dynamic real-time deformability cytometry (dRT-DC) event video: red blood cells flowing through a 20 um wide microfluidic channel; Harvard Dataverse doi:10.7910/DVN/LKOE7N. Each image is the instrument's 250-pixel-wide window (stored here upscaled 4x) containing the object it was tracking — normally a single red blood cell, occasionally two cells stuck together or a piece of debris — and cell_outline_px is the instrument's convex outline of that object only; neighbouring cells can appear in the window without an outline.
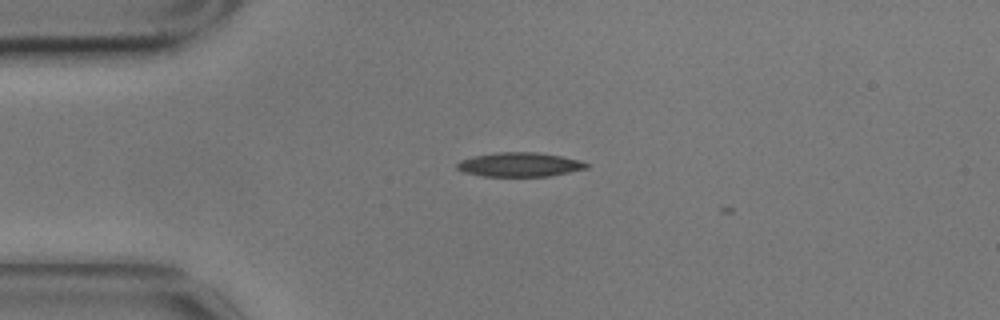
{"species": "common noctule bat (a hibernating species)", "species_latin": "Nyctalus noctula", "temperature_condition": "cold", "stored_images_in_passage": 5, "camera_frame_rate_fps": 3000, "um_per_image_px": 0.085, "animal": {"sex": "male", "body_mass_g": 17.9}, "frame": {"image": 1, "passage_image": 2, "time_ms": 0.333, "image_size_px": [1000, 320], "cell_outline_px": [[588, 168], [548, 176], [484, 176], [464, 172], [456, 168], [456, 164], [460, 160], [472, 156], [496, 152], [536, 152], [560, 156], [580, 160], [588, 164]], "centroid_in_image_um": [44.13, 13.98], "position_along_channel_um": 40.9, "area_um2": 18.15}}